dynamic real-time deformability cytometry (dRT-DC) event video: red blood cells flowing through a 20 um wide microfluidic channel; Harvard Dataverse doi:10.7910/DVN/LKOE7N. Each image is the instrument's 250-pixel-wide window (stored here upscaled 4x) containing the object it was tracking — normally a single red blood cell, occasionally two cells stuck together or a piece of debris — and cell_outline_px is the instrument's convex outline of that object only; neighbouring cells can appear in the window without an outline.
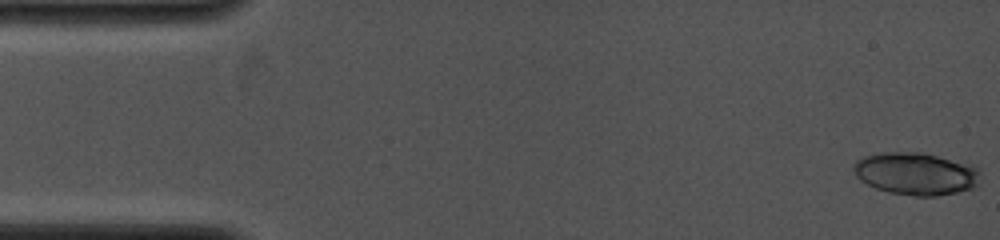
{"species": "common noctule bat (a hibernating species)", "species_latin": "Nyctalus noctula", "temperature_condition": "cold", "stored_images_in_passage": 9, "camera_frame_rate_fps": 4000, "um_per_image_px": 0.085, "animal": {"sex": "female", "body_mass_g": 19.0, "forearm_length_mm": 53.3}, "frame": {"image": 1, "passage_image": 1, "time_ms": 0.0, "image_size_px": [1000, 240], "cell_outline_px": [[980, 184], [976, 188], [936, 196], [916, 196], [888, 192], [876, 188], [860, 180], [856, 176], [852, 168], [856, 160], [864, 156], [880, 152], [920, 152], [972, 164], [980, 168]], "centroid_in_image_um": [77.89, 14.76], "position_along_channel_um": 7.1, "area_um2": 31.73}}